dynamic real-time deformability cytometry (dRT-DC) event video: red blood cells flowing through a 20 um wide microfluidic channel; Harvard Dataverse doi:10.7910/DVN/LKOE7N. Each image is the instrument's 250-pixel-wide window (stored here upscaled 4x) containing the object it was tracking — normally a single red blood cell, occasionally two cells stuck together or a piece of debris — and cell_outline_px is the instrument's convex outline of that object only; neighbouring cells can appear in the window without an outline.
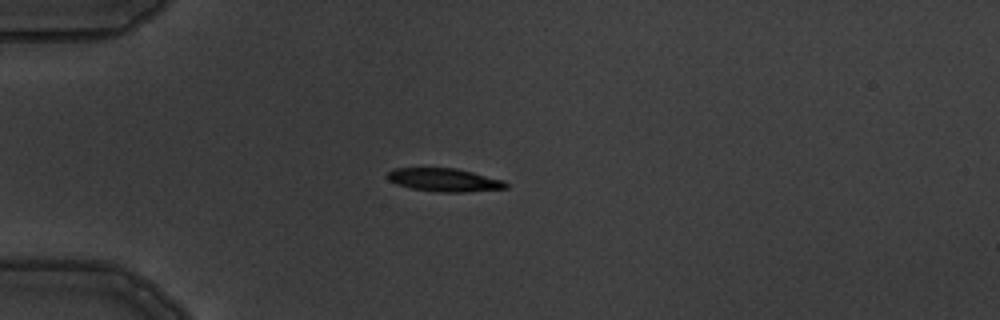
{"species": "common noctule bat (a hibernating species)", "species_latin": "Nyctalus noctula", "temperature_condition": "warm", "stored_images_in_passage": 6, "camera_frame_rate_fps": 3000, "um_per_image_px": 0.085, "animal": {"sex": "male", "body_mass_g": 19.5, "forearm_length_mm": 54.6}, "frame": {"image": 1, "passage_image": 4, "time_ms": 3.333, "image_size_px": [1000, 320], "cell_outline_px": [[508, 188], [468, 192], [440, 192], [412, 188], [396, 184], [388, 180], [388, 172], [396, 168], [456, 168], [504, 180], [508, 184]], "centroid_in_image_um": [37.8, 15.3], "position_along_channel_um": 47.2, "area_um2": 15.95}}